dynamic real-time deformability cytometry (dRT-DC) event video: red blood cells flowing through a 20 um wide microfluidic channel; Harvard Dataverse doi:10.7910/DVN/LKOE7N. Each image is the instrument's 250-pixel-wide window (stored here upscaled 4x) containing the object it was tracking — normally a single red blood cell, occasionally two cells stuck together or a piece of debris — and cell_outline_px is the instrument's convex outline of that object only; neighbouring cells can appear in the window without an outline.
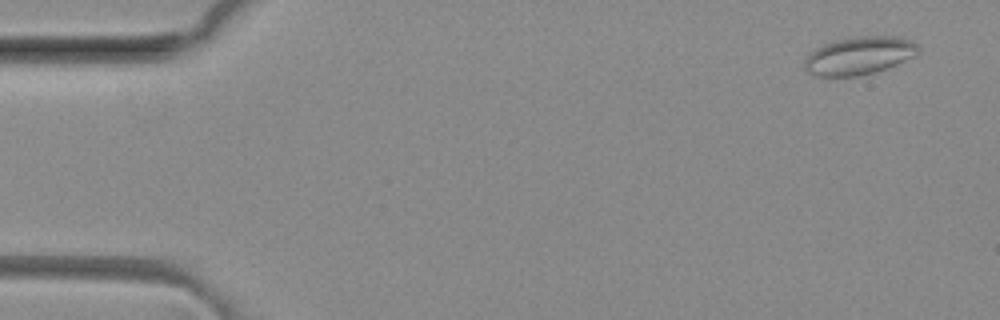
{"species": "common noctule bat (a hibernating species)", "species_latin": "Nyctalus noctula", "temperature_condition": "room temperature", "stored_images_in_passage": 5, "camera_frame_rate_fps": 3000, "um_per_image_px": 0.085, "animal": {"sex": "female", "body_mass_g": 29.2, "forearm_length_mm": 56.3}, "frame": {"image": 1, "passage_image": 1, "time_ms": 0.0, "image_size_px": [1000, 320], "cell_outline_px": [[920, 52], [896, 64], [872, 72], [856, 76], [816, 76], [808, 72], [804, 68], [804, 60], [816, 48], [840, 40], [864, 36], [896, 36], [908, 40], [916, 44], [920, 48]], "centroid_in_image_um": [73.02, 4.74], "position_along_channel_um": 12.0, "area_um2": 24.39}}
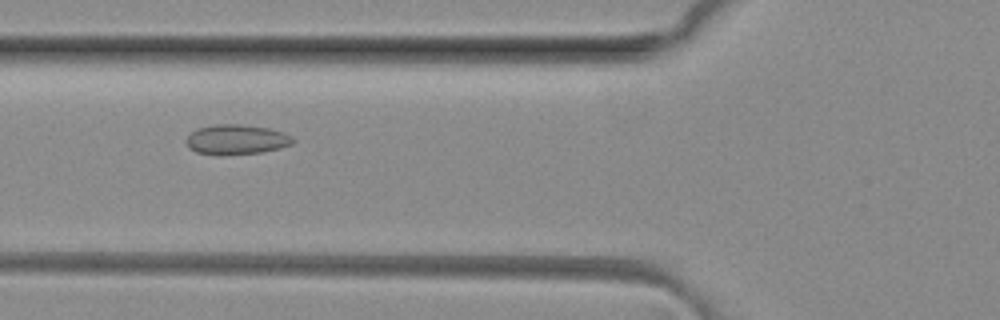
{"frame": {"image": 2, "passage_image": 5, "time_ms": 1.333, "image_size_px": [1000, 320], "cell_outline_px": [[296, 140], [292, 144], [260, 152], [220, 156], [196, 152], [188, 148], [184, 140], [196, 128], [216, 124], [240, 124], [268, 128], [284, 132], [292, 136]], "centroid_in_image_um": [20.05, 11.86], "position_along_channel_um": 105.7, "area_um2": 18.79}}